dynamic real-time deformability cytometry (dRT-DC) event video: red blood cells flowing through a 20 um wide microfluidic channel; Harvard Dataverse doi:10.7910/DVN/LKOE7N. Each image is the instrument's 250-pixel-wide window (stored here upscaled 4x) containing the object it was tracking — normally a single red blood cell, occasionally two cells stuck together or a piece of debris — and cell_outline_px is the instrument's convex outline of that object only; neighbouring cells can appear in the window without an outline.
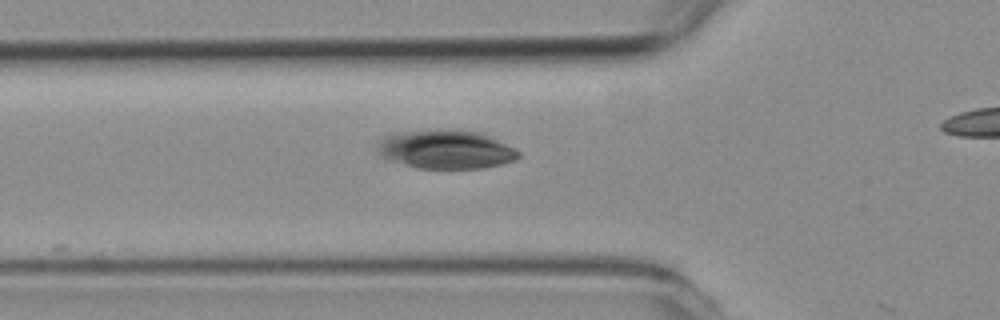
{"species": "common noctule bat (a hibernating species)", "species_latin": "Nyctalus noctula", "temperature_condition": "room temperature", "stored_images_in_passage": 5, "camera_frame_rate_fps": 3000, "um_per_image_px": 0.085, "animal": {"sex": "female", "body_mass_g": 19.3, "forearm_length_mm": 54.1}, "frame": {"image": 1, "passage_image": 4, "time_ms": 5.0, "image_size_px": [1000, 320], "cell_outline_px": [[520, 156], [516, 160], [484, 168], [416, 168], [392, 160], [376, 152], [380, 140], [384, 136], [404, 132], [480, 132], [516, 148], [520, 152]], "centroid_in_image_um": [37.95, 12.74], "position_along_channel_um": 87.8, "area_um2": 30.69}}